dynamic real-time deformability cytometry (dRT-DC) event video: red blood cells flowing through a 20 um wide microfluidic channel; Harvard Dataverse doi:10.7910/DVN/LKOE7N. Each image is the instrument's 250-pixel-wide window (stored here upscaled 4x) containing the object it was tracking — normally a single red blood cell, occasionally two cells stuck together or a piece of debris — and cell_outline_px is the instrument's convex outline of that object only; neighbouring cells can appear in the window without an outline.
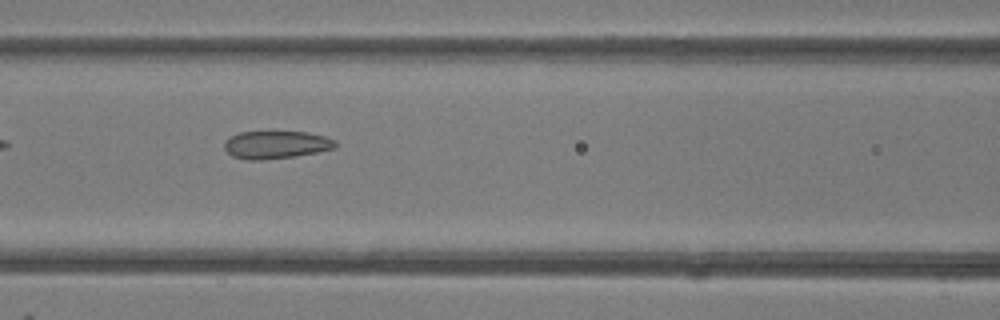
{"species": "common noctule bat (a hibernating species)", "species_latin": "Nyctalus noctula", "temperature_condition": "room temperature", "stored_images_in_passage": 9, "camera_frame_rate_fps": 3000, "um_per_image_px": 0.085, "animal": {"sex": "female"}, "frame": {"image": 1, "passage_image": 7, "time_ms": 2.0, "image_size_px": [1000, 320], "cell_outline_px": [[336, 148], [296, 156], [260, 160], [248, 160], [232, 156], [224, 148], [224, 140], [228, 136], [240, 132], [308, 132], [324, 136], [336, 140]], "centroid_in_image_um": [23.44, 12.3], "position_along_channel_um": 143.2, "area_um2": 18.03}}